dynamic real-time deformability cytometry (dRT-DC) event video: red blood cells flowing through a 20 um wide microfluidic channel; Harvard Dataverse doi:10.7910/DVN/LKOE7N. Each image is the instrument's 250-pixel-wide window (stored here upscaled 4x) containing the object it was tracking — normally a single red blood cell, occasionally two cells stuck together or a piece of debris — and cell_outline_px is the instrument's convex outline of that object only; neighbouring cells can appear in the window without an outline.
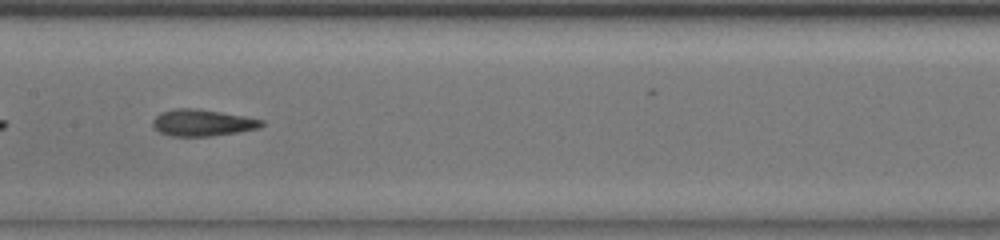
{"species": "common noctule bat (a hibernating species)", "species_latin": "Nyctalus noctula", "temperature_condition": "room temperature", "stored_images_in_passage": 53, "segment_of_instrument_passage": [2, 2], "camera_frame_rate_fps": 3000, "um_per_image_px": 0.085, "animal": {"sex": "male", "body_mass_g": 13.0, "forearm_length_mm": 53.1}, "frame": {"image": 1, "passage_image": 30, "time_ms": 9.667, "image_size_px": [1000, 240], "cell_outline_px": [[264, 124], [260, 128], [212, 136], [172, 136], [160, 132], [152, 124], [152, 120], [160, 112], [176, 108], [196, 108], [244, 116], [264, 120]], "centroid_in_image_um": [17.2, 10.43], "position_along_channel_um": 190.2, "area_um2": 16.82}}
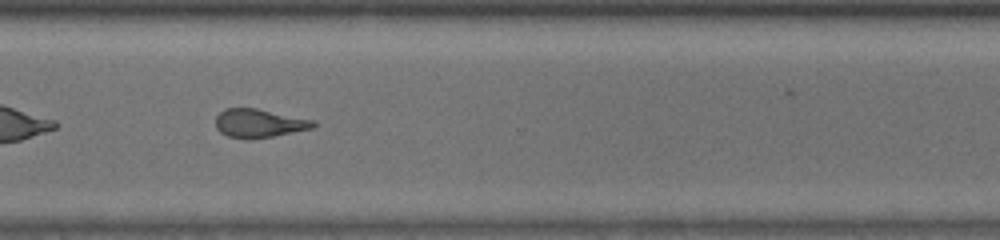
{"frame": {"image": 2, "passage_image": 42, "time_ms": 13.667, "image_size_px": [1000, 240], "cell_outline_px": [[316, 124], [312, 128], [272, 136], [248, 140], [244, 140], [228, 136], [220, 132], [216, 128], [216, 116], [224, 108], [256, 108], [316, 120]], "centroid_in_image_um": [22.0, 10.48], "position_along_channel_um": 348.6, "area_um2": 16.36}}